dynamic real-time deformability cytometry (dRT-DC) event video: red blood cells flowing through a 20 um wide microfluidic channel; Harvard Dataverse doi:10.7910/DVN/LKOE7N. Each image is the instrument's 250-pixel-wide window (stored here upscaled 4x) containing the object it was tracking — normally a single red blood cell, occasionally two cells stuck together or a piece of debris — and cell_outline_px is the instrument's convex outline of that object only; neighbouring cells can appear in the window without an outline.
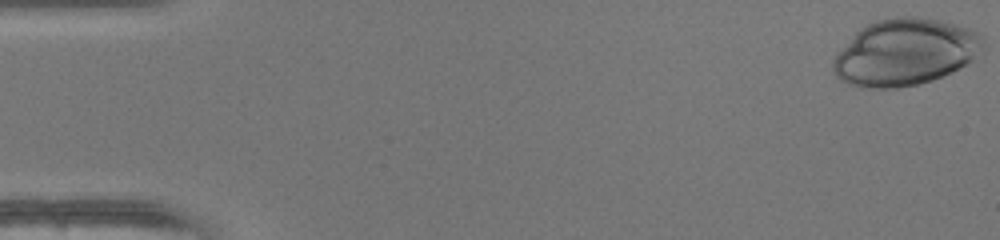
{"species": "human", "species_latin": "Homo sapiens", "temperature_condition": "warm", "stored_images_in_passage": 41, "camera_frame_rate_fps": 3000, "um_per_image_px": 0.085, "donor": {"sex": "female"}, "frame": {"image": 1, "passage_image": 1, "time_ms": 0.0, "image_size_px": [1000, 240], "cell_outline_px": [[984, 48], [972, 60], [960, 68], [944, 76], [920, 84], [896, 88], [860, 88], [848, 84], [840, 80], [836, 76], [832, 68], [832, 60], [836, 52], [860, 28], [876, 20], [896, 16], [916, 16], [956, 24], [980, 32], [984, 36]], "centroid_in_image_um": [76.92, 4.44], "position_along_channel_um": 8.1, "area_um2": 58.9}}
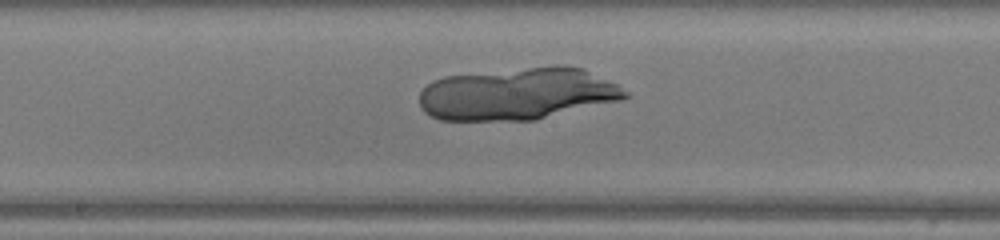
{"frame": {"image": 2, "passage_image": 26, "time_ms": 8.333, "image_size_px": [1000, 240], "cell_outline_px": [[628, 96], [616, 100], [536, 120], [440, 120], [424, 112], [420, 108], [420, 92], [432, 80], [444, 76], [556, 64], [584, 68], [616, 84], [628, 92]], "centroid_in_image_um": [43.94, 7.96], "position_along_channel_um": 204.3, "area_um2": 62.48}}
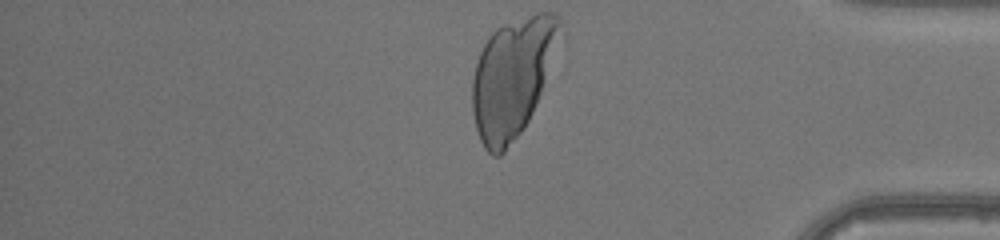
{"frame": {"image": 3, "passage_image": 41, "time_ms": 13.333, "image_size_px": [1000, 240], "cell_outline_px": [[564, 20], [540, 92], [532, 112], [528, 120], [520, 132], [504, 152], [500, 156], [492, 156], [484, 148], [480, 140], [476, 128], [472, 112], [472, 80], [476, 64], [480, 52], [488, 36], [496, 28], [504, 24], [536, 12], [556, 12]], "centroid_in_image_um": [43.51, 6.56], "position_along_channel_um": 391.7, "area_um2": 59.94}}